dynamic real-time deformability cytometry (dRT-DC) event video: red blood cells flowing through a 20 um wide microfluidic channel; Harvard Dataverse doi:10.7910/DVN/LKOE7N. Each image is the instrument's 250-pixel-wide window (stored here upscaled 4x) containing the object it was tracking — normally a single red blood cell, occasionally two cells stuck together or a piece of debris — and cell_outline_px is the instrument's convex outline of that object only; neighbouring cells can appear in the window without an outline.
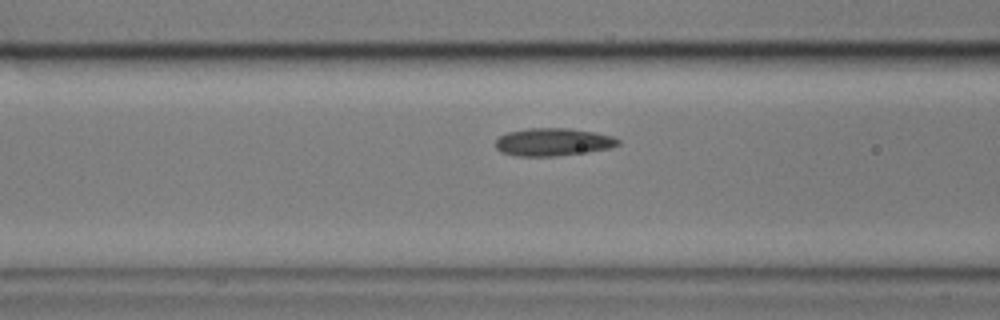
{"species": "common noctule bat (a hibernating species)", "species_latin": "Nyctalus noctula", "temperature_condition": "cold", "stored_images_in_passage": 7, "camera_frame_rate_fps": 3000, "um_per_image_px": 0.085, "animal": {"sex": "male", "body_mass_g": 17.9}, "frame": {"image": 1, "passage_image": 5, "time_ms": 1.333, "image_size_px": [1000, 320], "cell_outline_px": [[620, 144], [612, 148], [588, 152], [556, 156], [516, 156], [500, 152], [496, 148], [496, 140], [500, 136], [508, 132], [528, 128], [568, 128], [592, 132], [612, 136], [620, 140]], "centroid_in_image_um": [47.01, 12.08], "position_along_channel_um": 119.6, "area_um2": 19.88}}